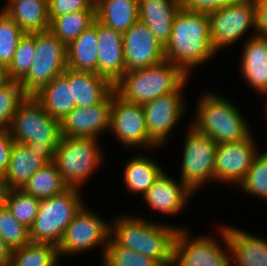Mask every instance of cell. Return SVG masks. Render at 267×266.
I'll return each instance as SVG.
<instances>
[{"instance_id":"6da1fadb","label":"cell","mask_w":267,"mask_h":266,"mask_svg":"<svg viewBox=\"0 0 267 266\" xmlns=\"http://www.w3.org/2000/svg\"><path fill=\"white\" fill-rule=\"evenodd\" d=\"M164 52L165 59L174 63L187 76L194 66L212 59L216 50L210 38L209 14L181 7L174 18L172 33Z\"/></svg>"},{"instance_id":"7a4b0ae2","label":"cell","mask_w":267,"mask_h":266,"mask_svg":"<svg viewBox=\"0 0 267 266\" xmlns=\"http://www.w3.org/2000/svg\"><path fill=\"white\" fill-rule=\"evenodd\" d=\"M110 225V238L120 247L154 259L160 266H172L174 240L181 228L121 215Z\"/></svg>"},{"instance_id":"3957f363","label":"cell","mask_w":267,"mask_h":266,"mask_svg":"<svg viewBox=\"0 0 267 266\" xmlns=\"http://www.w3.org/2000/svg\"><path fill=\"white\" fill-rule=\"evenodd\" d=\"M9 131L15 142L25 144L46 163L54 160L61 139L60 121L52 118L34 97L27 96L18 106Z\"/></svg>"},{"instance_id":"277c9868","label":"cell","mask_w":267,"mask_h":266,"mask_svg":"<svg viewBox=\"0 0 267 266\" xmlns=\"http://www.w3.org/2000/svg\"><path fill=\"white\" fill-rule=\"evenodd\" d=\"M188 77L174 63L163 61L127 71L114 84L116 94L124 101L143 105L163 95L177 91Z\"/></svg>"},{"instance_id":"5b68a950","label":"cell","mask_w":267,"mask_h":266,"mask_svg":"<svg viewBox=\"0 0 267 266\" xmlns=\"http://www.w3.org/2000/svg\"><path fill=\"white\" fill-rule=\"evenodd\" d=\"M192 125L217 144L232 143L248 138L252 132L246 119L229 99L213 93L201 95Z\"/></svg>"},{"instance_id":"8992f818","label":"cell","mask_w":267,"mask_h":266,"mask_svg":"<svg viewBox=\"0 0 267 266\" xmlns=\"http://www.w3.org/2000/svg\"><path fill=\"white\" fill-rule=\"evenodd\" d=\"M80 191L69 187L63 193L40 200L37 216L29 228L31 242L59 245L64 230L84 205Z\"/></svg>"},{"instance_id":"52a82bcc","label":"cell","mask_w":267,"mask_h":266,"mask_svg":"<svg viewBox=\"0 0 267 266\" xmlns=\"http://www.w3.org/2000/svg\"><path fill=\"white\" fill-rule=\"evenodd\" d=\"M97 140L91 137H61L53 162L69 187L81 189L102 163L103 153Z\"/></svg>"},{"instance_id":"ba28073f","label":"cell","mask_w":267,"mask_h":266,"mask_svg":"<svg viewBox=\"0 0 267 266\" xmlns=\"http://www.w3.org/2000/svg\"><path fill=\"white\" fill-rule=\"evenodd\" d=\"M34 33L35 59L19 82L27 96H33L67 69L66 46L49 29Z\"/></svg>"},{"instance_id":"9c48e42d","label":"cell","mask_w":267,"mask_h":266,"mask_svg":"<svg viewBox=\"0 0 267 266\" xmlns=\"http://www.w3.org/2000/svg\"><path fill=\"white\" fill-rule=\"evenodd\" d=\"M221 240L227 250H223L218 240L201 235L190 239L187 229L180 228L174 240L172 266H232L231 249L225 226L218 227ZM229 254V255H228Z\"/></svg>"},{"instance_id":"30bf717a","label":"cell","mask_w":267,"mask_h":266,"mask_svg":"<svg viewBox=\"0 0 267 266\" xmlns=\"http://www.w3.org/2000/svg\"><path fill=\"white\" fill-rule=\"evenodd\" d=\"M111 224H108L100 215L83 205L64 230L57 246L59 259H61L60 256L85 253L89 249L101 245L103 247L102 253H104L110 239Z\"/></svg>"},{"instance_id":"8fae6325","label":"cell","mask_w":267,"mask_h":266,"mask_svg":"<svg viewBox=\"0 0 267 266\" xmlns=\"http://www.w3.org/2000/svg\"><path fill=\"white\" fill-rule=\"evenodd\" d=\"M217 143L200 133L192 125L185 138L182 156V181L193 193L208 181L214 182V165Z\"/></svg>"},{"instance_id":"7c38bea8","label":"cell","mask_w":267,"mask_h":266,"mask_svg":"<svg viewBox=\"0 0 267 266\" xmlns=\"http://www.w3.org/2000/svg\"><path fill=\"white\" fill-rule=\"evenodd\" d=\"M110 132L125 147H141L147 150L160 147L149 135L143 106L129 103L112 91Z\"/></svg>"},{"instance_id":"4fadbf2b","label":"cell","mask_w":267,"mask_h":266,"mask_svg":"<svg viewBox=\"0 0 267 266\" xmlns=\"http://www.w3.org/2000/svg\"><path fill=\"white\" fill-rule=\"evenodd\" d=\"M210 38L218 53L245 36L250 27L255 31V8L253 0L222 6L209 13Z\"/></svg>"},{"instance_id":"5bb4252c","label":"cell","mask_w":267,"mask_h":266,"mask_svg":"<svg viewBox=\"0 0 267 266\" xmlns=\"http://www.w3.org/2000/svg\"><path fill=\"white\" fill-rule=\"evenodd\" d=\"M184 83L177 91L155 98L143 104V112L150 137L159 145L165 144L172 129L178 126L181 117L186 112L182 99ZM171 133V134H170Z\"/></svg>"},{"instance_id":"9a60e30c","label":"cell","mask_w":267,"mask_h":266,"mask_svg":"<svg viewBox=\"0 0 267 266\" xmlns=\"http://www.w3.org/2000/svg\"><path fill=\"white\" fill-rule=\"evenodd\" d=\"M252 135L232 143H219L215 153L214 181L236 186L243 180L259 153Z\"/></svg>"},{"instance_id":"2e32d148","label":"cell","mask_w":267,"mask_h":266,"mask_svg":"<svg viewBox=\"0 0 267 266\" xmlns=\"http://www.w3.org/2000/svg\"><path fill=\"white\" fill-rule=\"evenodd\" d=\"M125 72L142 69L165 59L164 46L141 21L122 34Z\"/></svg>"},{"instance_id":"e0dca14e","label":"cell","mask_w":267,"mask_h":266,"mask_svg":"<svg viewBox=\"0 0 267 266\" xmlns=\"http://www.w3.org/2000/svg\"><path fill=\"white\" fill-rule=\"evenodd\" d=\"M112 92L94 106L75 107L60 121L61 137L98 139L101 132L109 130Z\"/></svg>"},{"instance_id":"ac0fdd59","label":"cell","mask_w":267,"mask_h":266,"mask_svg":"<svg viewBox=\"0 0 267 266\" xmlns=\"http://www.w3.org/2000/svg\"><path fill=\"white\" fill-rule=\"evenodd\" d=\"M193 194L182 181L176 182L163 171L142 198L151 209L164 215H175L184 210Z\"/></svg>"},{"instance_id":"d6986e66","label":"cell","mask_w":267,"mask_h":266,"mask_svg":"<svg viewBox=\"0 0 267 266\" xmlns=\"http://www.w3.org/2000/svg\"><path fill=\"white\" fill-rule=\"evenodd\" d=\"M124 73L122 33L98 21V75L114 85Z\"/></svg>"},{"instance_id":"ffe728a7","label":"cell","mask_w":267,"mask_h":266,"mask_svg":"<svg viewBox=\"0 0 267 266\" xmlns=\"http://www.w3.org/2000/svg\"><path fill=\"white\" fill-rule=\"evenodd\" d=\"M181 7V0H139V21L165 47L172 33L174 18Z\"/></svg>"},{"instance_id":"44dd1931","label":"cell","mask_w":267,"mask_h":266,"mask_svg":"<svg viewBox=\"0 0 267 266\" xmlns=\"http://www.w3.org/2000/svg\"><path fill=\"white\" fill-rule=\"evenodd\" d=\"M251 36L243 45L240 71L244 81L262 94L267 88V39Z\"/></svg>"},{"instance_id":"7402d4cb","label":"cell","mask_w":267,"mask_h":266,"mask_svg":"<svg viewBox=\"0 0 267 266\" xmlns=\"http://www.w3.org/2000/svg\"><path fill=\"white\" fill-rule=\"evenodd\" d=\"M63 74L72 85V101L77 107L97 105L114 90V85L108 79L93 72L67 68Z\"/></svg>"},{"instance_id":"603a6c76","label":"cell","mask_w":267,"mask_h":266,"mask_svg":"<svg viewBox=\"0 0 267 266\" xmlns=\"http://www.w3.org/2000/svg\"><path fill=\"white\" fill-rule=\"evenodd\" d=\"M225 230L232 266H267L266 240L233 226H225Z\"/></svg>"},{"instance_id":"cb8c5ba5","label":"cell","mask_w":267,"mask_h":266,"mask_svg":"<svg viewBox=\"0 0 267 266\" xmlns=\"http://www.w3.org/2000/svg\"><path fill=\"white\" fill-rule=\"evenodd\" d=\"M46 162L25 144L14 142L7 170L3 177L5 189H21Z\"/></svg>"},{"instance_id":"d4e9b609","label":"cell","mask_w":267,"mask_h":266,"mask_svg":"<svg viewBox=\"0 0 267 266\" xmlns=\"http://www.w3.org/2000/svg\"><path fill=\"white\" fill-rule=\"evenodd\" d=\"M67 68L98 74V21L66 46Z\"/></svg>"},{"instance_id":"484cf974","label":"cell","mask_w":267,"mask_h":266,"mask_svg":"<svg viewBox=\"0 0 267 266\" xmlns=\"http://www.w3.org/2000/svg\"><path fill=\"white\" fill-rule=\"evenodd\" d=\"M32 97L52 118L59 121L76 107L75 101H72V85H69L68 78L63 73L56 76Z\"/></svg>"},{"instance_id":"4316f807","label":"cell","mask_w":267,"mask_h":266,"mask_svg":"<svg viewBox=\"0 0 267 266\" xmlns=\"http://www.w3.org/2000/svg\"><path fill=\"white\" fill-rule=\"evenodd\" d=\"M3 11L24 33L45 31L50 27L47 0H14Z\"/></svg>"},{"instance_id":"83f0119b","label":"cell","mask_w":267,"mask_h":266,"mask_svg":"<svg viewBox=\"0 0 267 266\" xmlns=\"http://www.w3.org/2000/svg\"><path fill=\"white\" fill-rule=\"evenodd\" d=\"M96 20L122 34L139 20V0H99Z\"/></svg>"},{"instance_id":"f1b7e54d","label":"cell","mask_w":267,"mask_h":266,"mask_svg":"<svg viewBox=\"0 0 267 266\" xmlns=\"http://www.w3.org/2000/svg\"><path fill=\"white\" fill-rule=\"evenodd\" d=\"M123 179L127 191L141 193L142 197L163 172L161 166L147 155H136L127 161L123 169Z\"/></svg>"},{"instance_id":"f546056e","label":"cell","mask_w":267,"mask_h":266,"mask_svg":"<svg viewBox=\"0 0 267 266\" xmlns=\"http://www.w3.org/2000/svg\"><path fill=\"white\" fill-rule=\"evenodd\" d=\"M96 6L89 10L75 11L54 17L50 21L49 30L65 45H69L84 30L94 24Z\"/></svg>"},{"instance_id":"4dcf8cb0","label":"cell","mask_w":267,"mask_h":266,"mask_svg":"<svg viewBox=\"0 0 267 266\" xmlns=\"http://www.w3.org/2000/svg\"><path fill=\"white\" fill-rule=\"evenodd\" d=\"M68 188L52 161L38 170L21 189L38 200H43L63 193Z\"/></svg>"},{"instance_id":"1f68e13d","label":"cell","mask_w":267,"mask_h":266,"mask_svg":"<svg viewBox=\"0 0 267 266\" xmlns=\"http://www.w3.org/2000/svg\"><path fill=\"white\" fill-rule=\"evenodd\" d=\"M58 260L56 246L30 242L13 249L9 266H59Z\"/></svg>"},{"instance_id":"d6a6232c","label":"cell","mask_w":267,"mask_h":266,"mask_svg":"<svg viewBox=\"0 0 267 266\" xmlns=\"http://www.w3.org/2000/svg\"><path fill=\"white\" fill-rule=\"evenodd\" d=\"M3 203L17 221L30 228L37 216L40 200L22 189H6Z\"/></svg>"},{"instance_id":"836d02e7","label":"cell","mask_w":267,"mask_h":266,"mask_svg":"<svg viewBox=\"0 0 267 266\" xmlns=\"http://www.w3.org/2000/svg\"><path fill=\"white\" fill-rule=\"evenodd\" d=\"M35 52V33H24L18 42L12 63L6 69L8 80L20 82L28 74Z\"/></svg>"},{"instance_id":"e575fe53","label":"cell","mask_w":267,"mask_h":266,"mask_svg":"<svg viewBox=\"0 0 267 266\" xmlns=\"http://www.w3.org/2000/svg\"><path fill=\"white\" fill-rule=\"evenodd\" d=\"M26 97L18 81L8 80L0 86V131L9 130L18 106Z\"/></svg>"},{"instance_id":"d590c367","label":"cell","mask_w":267,"mask_h":266,"mask_svg":"<svg viewBox=\"0 0 267 266\" xmlns=\"http://www.w3.org/2000/svg\"><path fill=\"white\" fill-rule=\"evenodd\" d=\"M259 152L237 187L248 194L267 199V150Z\"/></svg>"},{"instance_id":"8d00e7d4","label":"cell","mask_w":267,"mask_h":266,"mask_svg":"<svg viewBox=\"0 0 267 266\" xmlns=\"http://www.w3.org/2000/svg\"><path fill=\"white\" fill-rule=\"evenodd\" d=\"M24 32L3 11L0 10V65L7 69L12 63L18 42Z\"/></svg>"},{"instance_id":"74e56055","label":"cell","mask_w":267,"mask_h":266,"mask_svg":"<svg viewBox=\"0 0 267 266\" xmlns=\"http://www.w3.org/2000/svg\"><path fill=\"white\" fill-rule=\"evenodd\" d=\"M0 237L12 250L31 242L29 228L17 221L4 203L0 204Z\"/></svg>"},{"instance_id":"f35d334b","label":"cell","mask_w":267,"mask_h":266,"mask_svg":"<svg viewBox=\"0 0 267 266\" xmlns=\"http://www.w3.org/2000/svg\"><path fill=\"white\" fill-rule=\"evenodd\" d=\"M102 255V266H160L154 259L118 246L111 238Z\"/></svg>"},{"instance_id":"ab89813d","label":"cell","mask_w":267,"mask_h":266,"mask_svg":"<svg viewBox=\"0 0 267 266\" xmlns=\"http://www.w3.org/2000/svg\"><path fill=\"white\" fill-rule=\"evenodd\" d=\"M47 4L50 21L59 15L89 10L95 5L92 0H47Z\"/></svg>"},{"instance_id":"60d3db41","label":"cell","mask_w":267,"mask_h":266,"mask_svg":"<svg viewBox=\"0 0 267 266\" xmlns=\"http://www.w3.org/2000/svg\"><path fill=\"white\" fill-rule=\"evenodd\" d=\"M255 8V35L267 39V0H253Z\"/></svg>"},{"instance_id":"b9f144b4","label":"cell","mask_w":267,"mask_h":266,"mask_svg":"<svg viewBox=\"0 0 267 266\" xmlns=\"http://www.w3.org/2000/svg\"><path fill=\"white\" fill-rule=\"evenodd\" d=\"M14 140L9 130L0 131V177H4L8 167Z\"/></svg>"},{"instance_id":"7bdbcfd3","label":"cell","mask_w":267,"mask_h":266,"mask_svg":"<svg viewBox=\"0 0 267 266\" xmlns=\"http://www.w3.org/2000/svg\"><path fill=\"white\" fill-rule=\"evenodd\" d=\"M181 3L186 10L208 14L220 8V0H181Z\"/></svg>"},{"instance_id":"ee69618b","label":"cell","mask_w":267,"mask_h":266,"mask_svg":"<svg viewBox=\"0 0 267 266\" xmlns=\"http://www.w3.org/2000/svg\"><path fill=\"white\" fill-rule=\"evenodd\" d=\"M12 249L0 237V264L9 266L12 257Z\"/></svg>"},{"instance_id":"f6af8a7d","label":"cell","mask_w":267,"mask_h":266,"mask_svg":"<svg viewBox=\"0 0 267 266\" xmlns=\"http://www.w3.org/2000/svg\"><path fill=\"white\" fill-rule=\"evenodd\" d=\"M8 81L6 69L0 65V86Z\"/></svg>"},{"instance_id":"bcb514c9","label":"cell","mask_w":267,"mask_h":266,"mask_svg":"<svg viewBox=\"0 0 267 266\" xmlns=\"http://www.w3.org/2000/svg\"><path fill=\"white\" fill-rule=\"evenodd\" d=\"M244 1H247V0H220V8L222 6L237 4V3L244 2Z\"/></svg>"},{"instance_id":"7dc6e473","label":"cell","mask_w":267,"mask_h":266,"mask_svg":"<svg viewBox=\"0 0 267 266\" xmlns=\"http://www.w3.org/2000/svg\"><path fill=\"white\" fill-rule=\"evenodd\" d=\"M5 190L6 189L4 187L3 178L0 177V204L3 203V197H4Z\"/></svg>"},{"instance_id":"c3c4849f","label":"cell","mask_w":267,"mask_h":266,"mask_svg":"<svg viewBox=\"0 0 267 266\" xmlns=\"http://www.w3.org/2000/svg\"><path fill=\"white\" fill-rule=\"evenodd\" d=\"M262 94L266 96V98H265V99H266V105H265L264 108H265V110H266L265 113H266V115H267V88L265 89V91H264Z\"/></svg>"},{"instance_id":"681fc988","label":"cell","mask_w":267,"mask_h":266,"mask_svg":"<svg viewBox=\"0 0 267 266\" xmlns=\"http://www.w3.org/2000/svg\"><path fill=\"white\" fill-rule=\"evenodd\" d=\"M12 1H14V0H8V2H7V4L6 5H4L3 6V8L2 9H0V10H3L10 2H12Z\"/></svg>"},{"instance_id":"f907efd6","label":"cell","mask_w":267,"mask_h":266,"mask_svg":"<svg viewBox=\"0 0 267 266\" xmlns=\"http://www.w3.org/2000/svg\"><path fill=\"white\" fill-rule=\"evenodd\" d=\"M95 4L99 1V0H92Z\"/></svg>"}]
</instances>
